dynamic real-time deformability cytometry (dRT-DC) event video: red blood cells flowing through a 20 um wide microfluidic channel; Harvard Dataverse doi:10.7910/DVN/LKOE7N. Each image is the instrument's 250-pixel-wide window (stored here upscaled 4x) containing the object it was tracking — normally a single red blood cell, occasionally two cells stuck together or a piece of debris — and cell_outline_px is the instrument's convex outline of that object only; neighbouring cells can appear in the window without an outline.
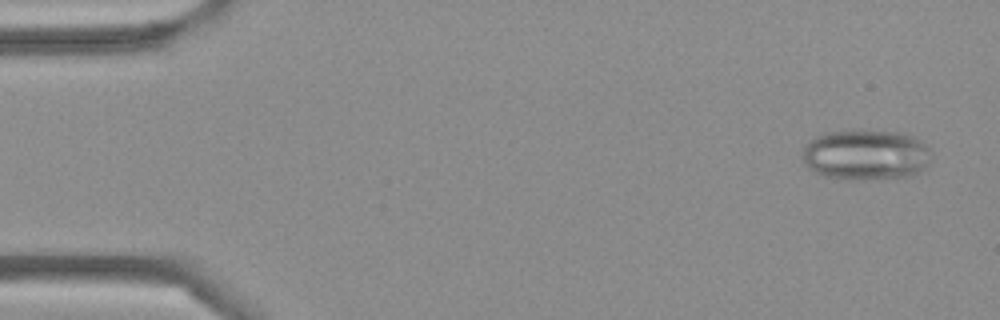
{"species": "Egyptian fruit bat (a non-hibernating species)", "species_latin": "Rousettus aegyptiacus", "temperature_condition": "cold", "stored_images_in_passage": 4, "camera_frame_rate_fps": 3000, "um_per_image_px": 0.085, "frame": {"image": 1, "passage_image": 1, "time_ms": 0.0, "image_size_px": [1000, 320], "cell_outline_px": [[932, 152], [928, 164], [924, 168], [908, 176], [864, 180], [844, 180], [824, 176], [808, 168], [804, 164], [800, 152], [804, 144], [808, 140], [824, 132], [856, 128], [900, 132], [912, 136], [920, 140]], "centroid_in_image_um": [73.52, 13.13], "position_along_channel_um": 11.5, "area_um2": 39.07}}